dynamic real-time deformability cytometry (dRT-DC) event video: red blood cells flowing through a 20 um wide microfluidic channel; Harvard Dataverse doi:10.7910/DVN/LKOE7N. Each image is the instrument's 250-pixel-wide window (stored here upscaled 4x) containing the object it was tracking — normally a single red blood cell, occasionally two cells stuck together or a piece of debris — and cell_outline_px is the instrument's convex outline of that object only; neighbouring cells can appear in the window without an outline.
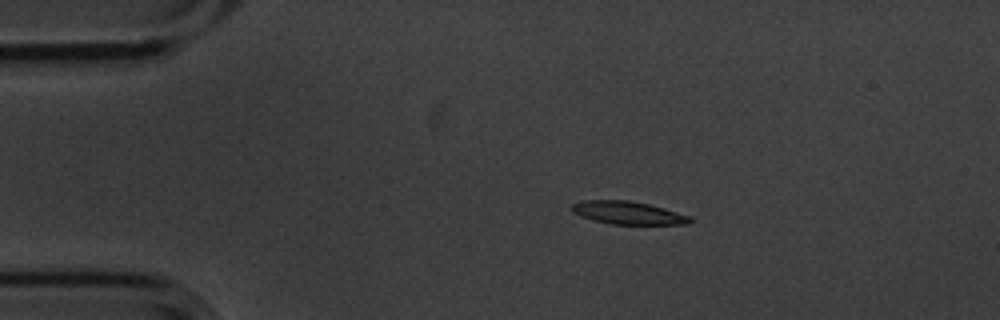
{"species": "common noctule bat (a hibernating species)", "species_latin": "Nyctalus noctula", "temperature_condition": "cold", "stored_images_in_passage": 9, "camera_frame_rate_fps": 3000, "um_per_image_px": 0.085, "animal": {"sex": "male", "body_mass_g": 20.1, "forearm_length_mm": 53.5}, "frame": {"image": 1, "passage_image": 2, "time_ms": 0.333, "image_size_px": [1000, 320], "cell_outline_px": [[692, 224], [612, 224], [592, 220], [580, 216], [572, 212], [572, 204], [584, 200], [628, 200], [648, 204], [664, 208], [692, 216]], "centroid_in_image_um": [53.4, 18.09], "position_along_channel_um": 31.6, "area_um2": 15.84}}
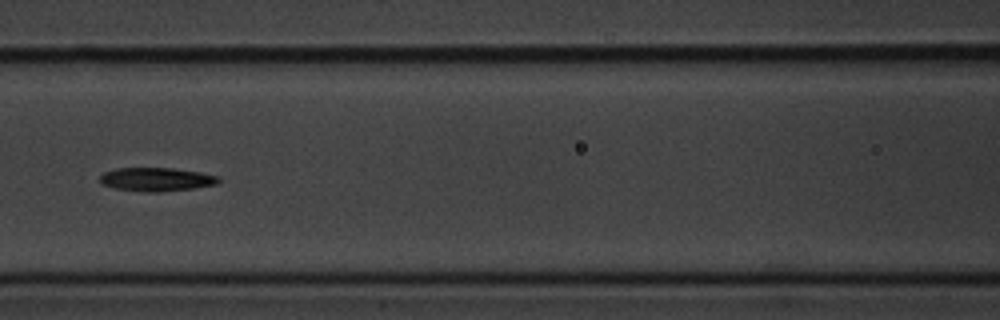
{"frame": {"image": 2, "passage_image": 6, "time_ms": 1.667, "image_size_px": [1000, 320], "cell_outline_px": [[220, 180], [216, 184], [192, 188], [160, 192], [148, 192], [116, 188], [100, 184], [100, 176], [104, 172], [116, 168], [176, 168], [200, 172], [220, 176]], "centroid_in_image_um": [13.3, 15.23], "position_along_channel_um": 153.3, "area_um2": 16.3}}
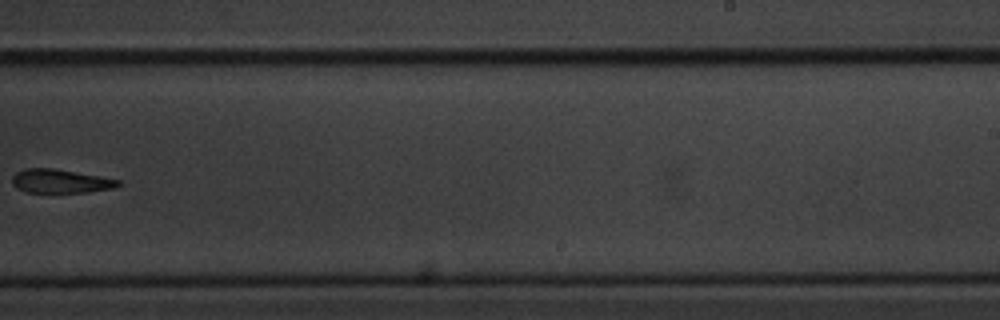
{"frame": {"image": 3, "passage_image": 9, "time_ms": 2.667, "image_size_px": [1000, 320], "cell_outline_px": [[120, 184], [112, 188], [88, 192], [28, 192], [12, 184], [12, 176], [16, 172], [24, 168], [52, 168], [100, 176], [120, 180]], "centroid_in_image_um": [5.12, 15.39], "position_along_channel_um": 283.9, "area_um2": 14.45}}